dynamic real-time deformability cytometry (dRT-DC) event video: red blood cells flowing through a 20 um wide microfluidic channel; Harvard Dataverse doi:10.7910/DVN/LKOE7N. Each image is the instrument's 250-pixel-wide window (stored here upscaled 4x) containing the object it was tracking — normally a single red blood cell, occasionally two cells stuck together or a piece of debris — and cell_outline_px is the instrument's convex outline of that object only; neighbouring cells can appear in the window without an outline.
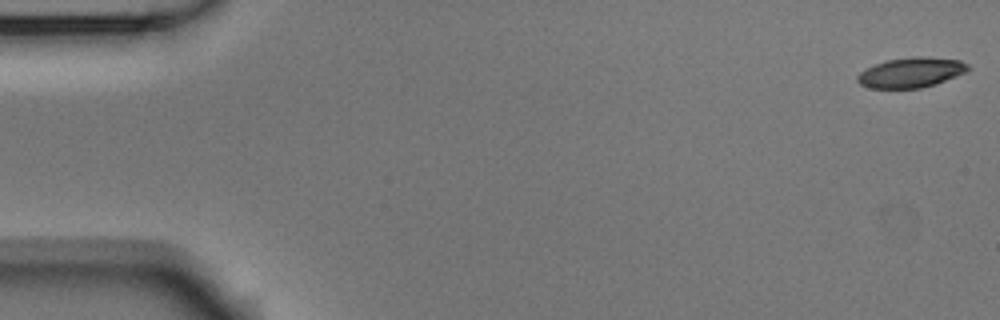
{"species": "Egyptian fruit bat (a non-hibernating species)", "species_latin": "Rousettus aegyptiacus", "temperature_condition": "room temperature", "stored_images_in_passage": 54, "camera_frame_rate_fps": 3000, "um_per_image_px": 0.085, "animal": {"sex": "male"}, "frame": {"image": 1, "passage_image": 1, "time_ms": 0.0, "image_size_px": [1000, 320], "cell_outline_px": [[972, 68], [968, 72], [936, 84], [920, 88], [872, 88], [860, 84], [856, 80], [856, 76], [860, 72], [876, 64], [888, 60], [912, 56], [920, 56], [960, 60], [968, 64]], "centroid_in_image_um": [77.49, 6.16], "position_along_channel_um": 7.5, "area_um2": 19.42}}
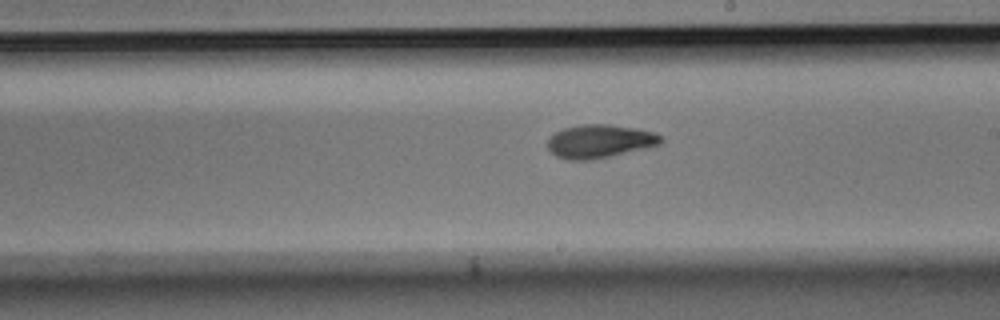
{"frame": {"image": 2, "passage_image": 31, "time_ms": 10.0, "image_size_px": [1000, 320], "cell_outline_px": [[664, 140], [660, 144], [612, 156], [592, 160], [568, 160], [556, 156], [548, 148], [548, 136], [564, 128], [584, 124], [608, 124], [636, 128], [656, 132]], "centroid_in_image_um": [50.97, 12.01], "position_along_channel_um": 238.0, "area_um2": 22.08}}
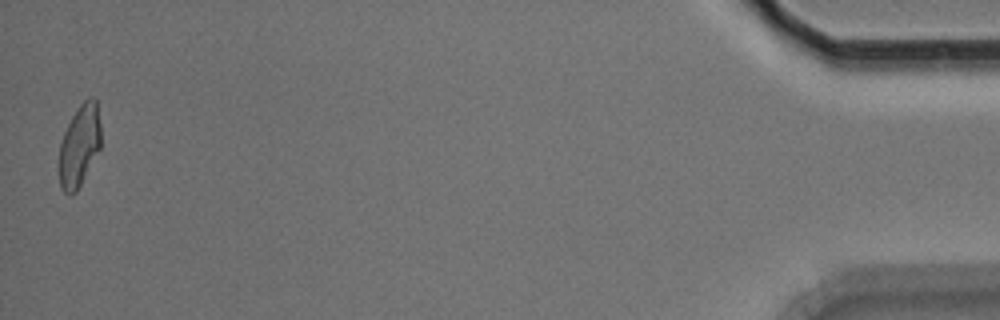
{"frame": {"image": 3, "passage_image": 54, "time_ms": 17.667, "image_size_px": [1000, 320], "cell_outline_px": [[100, 148], [76, 192], [68, 196], [60, 188], [60, 144], [64, 132], [72, 116], [80, 104], [88, 96], [92, 96], [96, 100], [100, 124]], "centroid_in_image_um": [6.75, 12.37], "position_along_channel_um": 428.4, "area_um2": 19.65}, "authors_computed_cell_mechanics": {"area_um2": 20.7791, "velocity_mm_per_s": 3.6912, "shape_relaxation_time_tau1_ms": 4.9624, "shape_relaxation_time_tau2_ms": 4.6055, "deformation_change_tau1": 0.1625, "deformation_change_tau2": 0.1067}}